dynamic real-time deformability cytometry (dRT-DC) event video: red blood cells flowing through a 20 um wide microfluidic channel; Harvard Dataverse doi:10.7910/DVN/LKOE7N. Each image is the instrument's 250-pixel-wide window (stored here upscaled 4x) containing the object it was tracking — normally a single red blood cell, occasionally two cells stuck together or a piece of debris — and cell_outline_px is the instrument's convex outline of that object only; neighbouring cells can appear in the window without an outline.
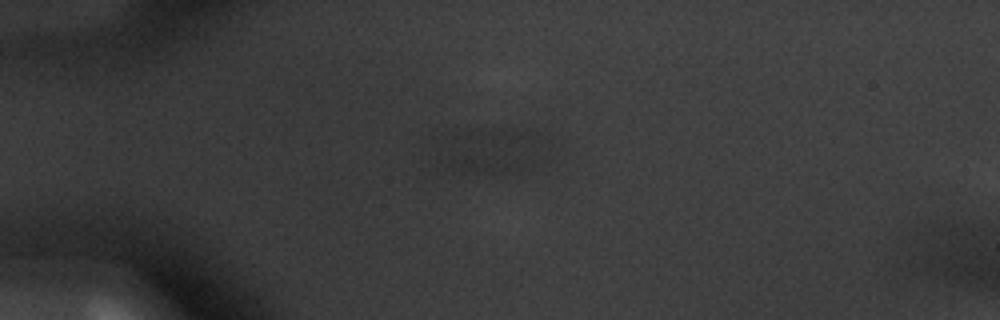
{"species": "common noctule bat (a hibernating species)", "species_latin": "Nyctalus noctula", "temperature_condition": "warm", "stored_images_in_passage": 29, "camera_frame_rate_fps": 3000, "um_per_image_px": 0.085, "animal": {"sex": "male", "body_mass_g": 20.1, "forearm_length_mm": 53.5}, "frame": {"image": 1, "passage_image": 6, "time_ms": 1.667, "image_size_px": [1000, 320], "cell_outline_px": [[556, 160], [548, 164], [508, 172], [460, 172], [444, 168], [444, 160], [452, 140], [456, 136], [464, 132], [512, 128], [536, 132], [552, 136], [556, 148]], "centroid_in_image_um": [42.46, 12.83], "position_along_channel_um": 42.5, "area_um2": 29.59}}
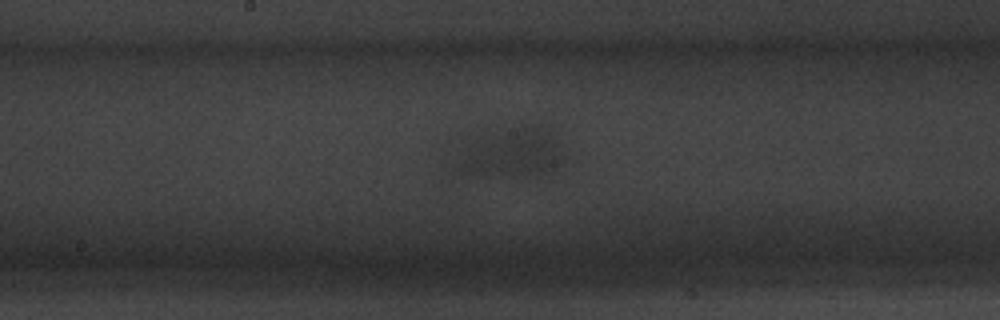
{"frame": {"image": 2, "passage_image": 21, "time_ms": 6.667, "image_size_px": [1000, 320], "cell_outline_px": [[564, 160], [552, 172], [540, 176], [472, 176], [460, 172], [456, 168], [456, 164], [468, 144], [472, 140], [480, 136], [520, 124], [528, 124], [552, 128], [564, 156]], "centroid_in_image_um": [43.57, 13.0], "position_along_channel_um": 204.6, "area_um2": 31.62}}
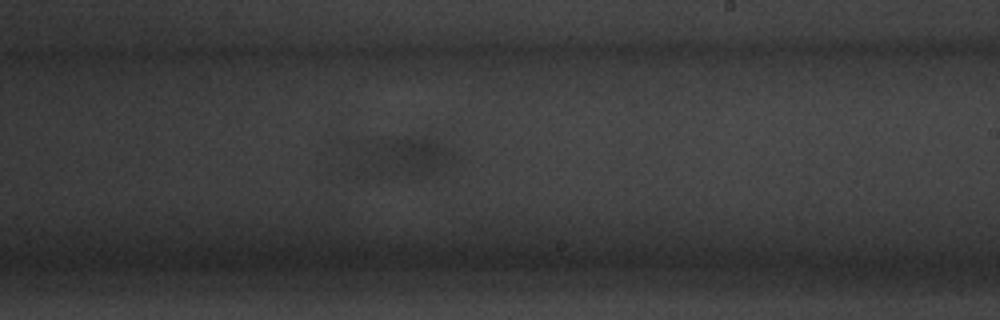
{"frame": {"image": 3, "passage_image": 25, "time_ms": 8.0, "image_size_px": [1000, 320], "cell_outline_px": [[456, 156], [444, 172], [432, 176], [408, 180], [372, 180], [356, 176], [348, 172], [344, 168], [356, 148], [368, 136], [424, 136], [440, 144], [452, 152]], "centroid_in_image_um": [33.9, 13.46], "position_along_channel_um": 255.1, "area_um2": 28.03}}